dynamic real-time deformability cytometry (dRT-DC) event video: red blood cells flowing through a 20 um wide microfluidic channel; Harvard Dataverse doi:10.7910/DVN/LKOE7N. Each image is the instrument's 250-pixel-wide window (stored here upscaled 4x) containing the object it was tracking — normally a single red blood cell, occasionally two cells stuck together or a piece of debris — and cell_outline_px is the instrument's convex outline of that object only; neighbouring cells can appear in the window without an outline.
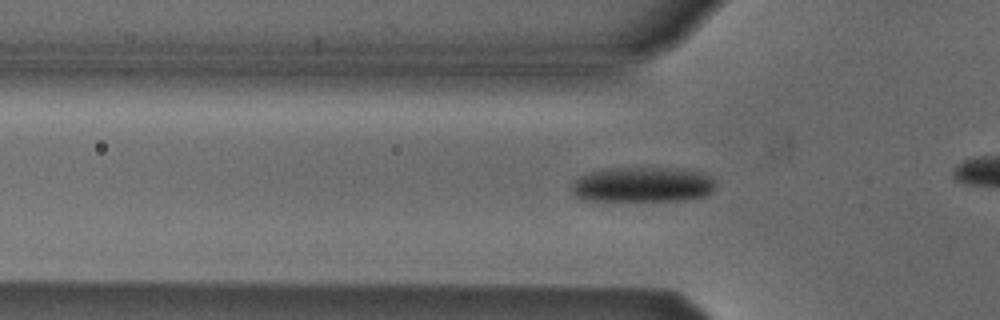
{"species": "Egyptian fruit bat (a non-hibernating species)", "species_latin": "Rousettus aegyptiacus", "temperature_condition": "cold", "stored_images_in_passage": 8, "camera_frame_rate_fps": 3000, "um_per_image_px": 0.085, "animal": {"sex": "male"}, "frame": {"image": 1, "passage_image": 2, "time_ms": 0.333, "image_size_px": [1000, 320], "cell_outline_px": [[716, 184], [712, 192], [704, 196], [688, 200], [584, 200], [576, 196], [572, 192], [572, 184], [580, 176], [592, 172], [612, 168], [676, 168], [700, 172], [712, 176]], "centroid_in_image_um": [54.68, 15.69], "position_along_channel_um": 71.1, "area_um2": 29.36}}
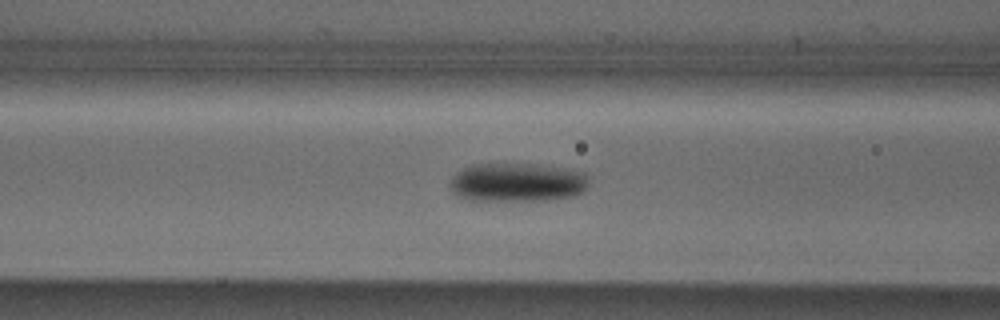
{"frame": {"image": 2, "passage_image": 6, "time_ms": 1.667, "image_size_px": [1000, 320], "cell_outline_px": [[588, 184], [584, 192], [572, 196], [548, 200], [468, 200], [452, 192], [448, 184], [452, 176], [456, 172], [472, 164], [532, 164], [584, 172]], "centroid_in_image_um": [43.91, 15.51], "position_along_channel_um": 122.7, "area_um2": 31.27}}